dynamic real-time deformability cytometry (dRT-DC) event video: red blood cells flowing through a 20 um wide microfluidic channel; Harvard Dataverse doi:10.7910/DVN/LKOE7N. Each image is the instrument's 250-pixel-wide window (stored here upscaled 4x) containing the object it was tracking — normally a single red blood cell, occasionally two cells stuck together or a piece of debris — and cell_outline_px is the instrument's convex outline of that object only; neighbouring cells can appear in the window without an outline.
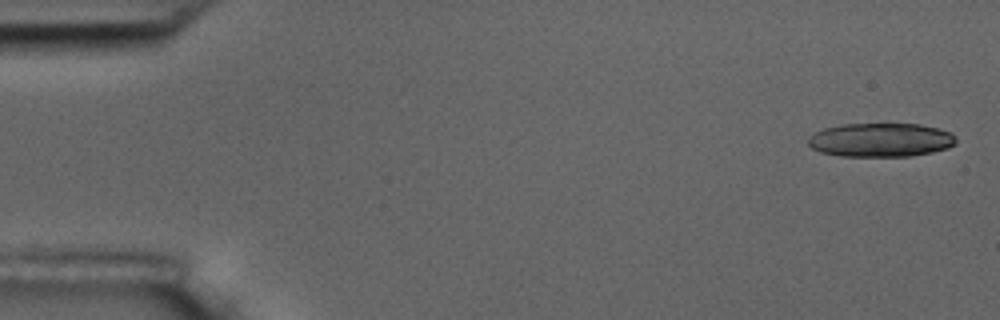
{"species": "common noctule bat (a hibernating species)", "species_latin": "Nyctalus noctula", "temperature_condition": "room temperature", "stored_images_in_passage": 9, "camera_frame_rate_fps": 3000, "um_per_image_px": 0.085, "animal": {"sex": "male", "body_mass_g": 17.5, "forearm_length_mm": 52.3}, "frame": {"image": 1, "passage_image": 1, "time_ms": 0.0, "image_size_px": [1000, 320], "cell_outline_px": [[956, 144], [948, 148], [932, 152], [912, 156], [840, 156], [820, 152], [812, 148], [808, 144], [808, 136], [824, 128], [840, 124], [888, 120], [920, 124], [940, 128], [952, 132], [956, 136]], "centroid_in_image_um": [74.89, 11.84], "position_along_channel_um": 10.1, "area_um2": 30.63}}
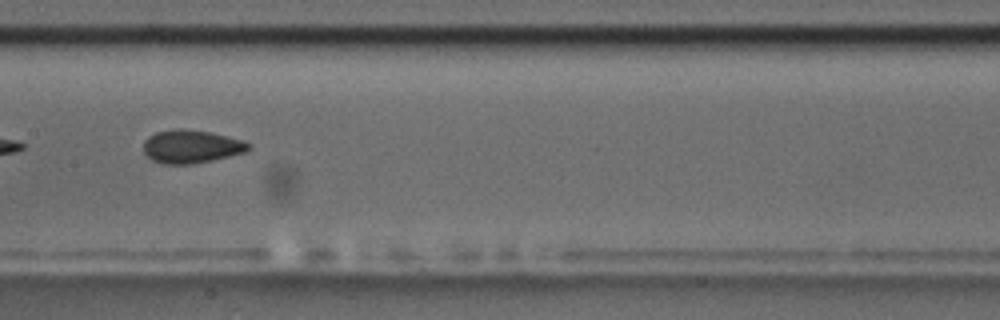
{"frame": {"image": 2, "passage_image": 8, "time_ms": 9.0, "image_size_px": [1000, 320], "cell_outline_px": [[252, 148], [248, 152], [212, 160], [192, 164], [164, 164], [152, 160], [144, 152], [144, 140], [148, 136], [156, 132], [176, 128], [180, 128], [208, 132], [244, 140], [252, 144]], "centroid_in_image_um": [16.29, 12.46], "position_along_channel_um": 191.1, "area_um2": 20.46}}
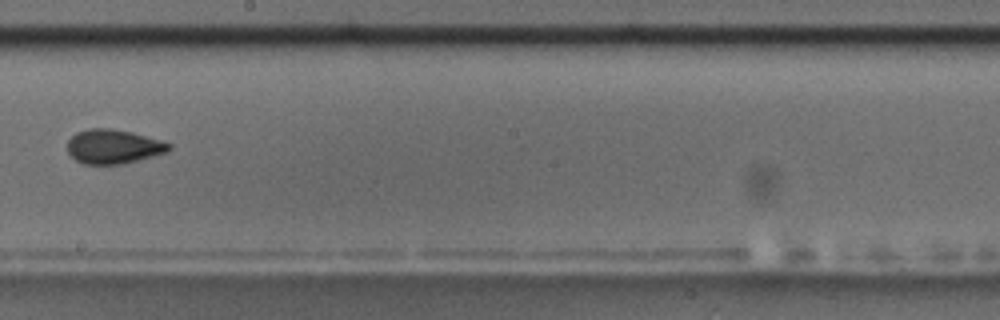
{"frame": {"image": 3, "passage_image": 9, "time_ms": 10.333, "image_size_px": [1000, 320], "cell_outline_px": [[172, 148], [168, 152], [124, 164], [84, 164], [76, 160], [68, 152], [68, 140], [76, 132], [88, 128], [112, 128], [132, 132], [160, 140], [172, 144]], "centroid_in_image_um": [9.66, 12.45], "position_along_channel_um": 238.5, "area_um2": 20.4}}